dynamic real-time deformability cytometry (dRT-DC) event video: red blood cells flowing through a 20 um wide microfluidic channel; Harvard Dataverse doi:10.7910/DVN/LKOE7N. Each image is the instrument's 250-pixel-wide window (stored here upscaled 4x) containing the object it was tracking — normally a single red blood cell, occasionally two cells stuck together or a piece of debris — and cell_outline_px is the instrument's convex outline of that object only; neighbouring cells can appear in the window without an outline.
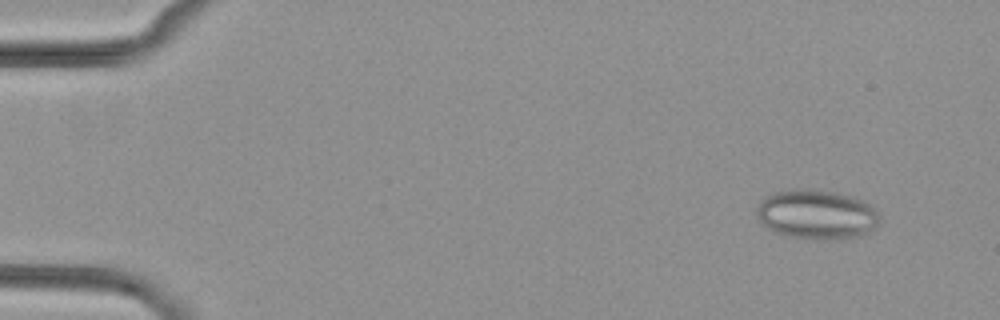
{"species": "common noctule bat (a hibernating species)", "species_latin": "Nyctalus noctula", "temperature_condition": "cold", "stored_images_in_passage": 8, "camera_frame_rate_fps": 3000, "um_per_image_px": 0.085, "animal": {"sex": "female", "body_mass_g": 29.2, "forearm_length_mm": 56.3}, "frame": {"image": 1, "passage_image": 2, "time_ms": 1.333, "image_size_px": [1000, 320], "cell_outline_px": [[876, 224], [864, 236], [792, 236], [776, 232], [768, 228], [756, 216], [756, 208], [760, 200], [764, 196], [776, 192], [792, 188], [812, 188], [836, 192], [852, 196], [868, 204], [876, 212]], "centroid_in_image_um": [69.32, 18.14], "position_along_channel_um": 15.7, "area_um2": 34.22}}
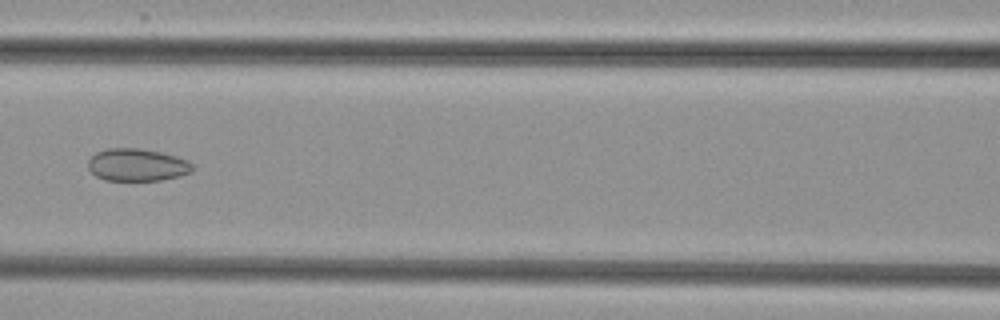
{"frame": {"image": 2, "passage_image": 7, "time_ms": 8.0, "image_size_px": [1000, 320], "cell_outline_px": [[192, 172], [180, 176], [160, 180], [104, 180], [96, 176], [88, 168], [88, 160], [96, 152], [108, 148], [140, 148], [160, 152], [176, 156], [188, 160], [192, 164]], "centroid_in_image_um": [11.65, 14.01], "position_along_channel_um": 154.9, "area_um2": 19.77}}
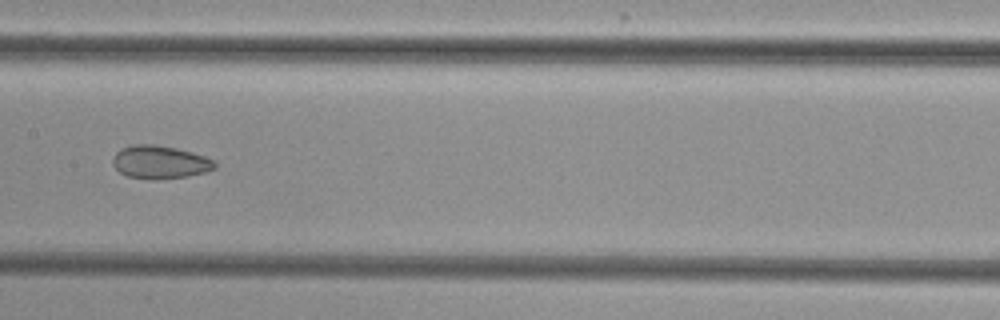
{"frame": {"image": 3, "passage_image": 8, "time_ms": 9.0, "image_size_px": [1000, 320], "cell_outline_px": [[216, 168], [204, 172], [188, 176], [148, 180], [128, 176], [120, 172], [112, 164], [112, 156], [120, 148], [132, 144], [152, 144], [176, 148], [192, 152], [216, 160]], "centroid_in_image_um": [13.57, 13.77], "position_along_channel_um": 193.8, "area_um2": 19.83}}